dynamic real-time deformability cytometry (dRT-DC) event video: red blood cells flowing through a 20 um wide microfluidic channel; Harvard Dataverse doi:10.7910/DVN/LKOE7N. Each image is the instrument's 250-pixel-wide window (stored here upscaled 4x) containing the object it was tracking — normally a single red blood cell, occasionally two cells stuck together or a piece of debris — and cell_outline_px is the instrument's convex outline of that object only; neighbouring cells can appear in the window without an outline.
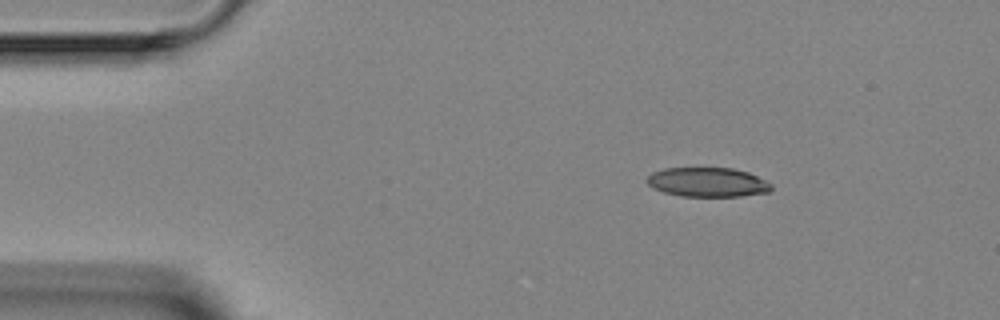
{"species": "Egyptian fruit bat (a non-hibernating species)", "species_latin": "Rousettus aegyptiacus", "temperature_condition": "room temperature", "stored_images_in_passage": 3, "camera_frame_rate_fps": 3000, "um_per_image_px": 0.085, "animal": {"sex": "female"}, "frame": {"image": 1, "passage_image": 1, "time_ms": 0.0, "image_size_px": [1000, 320], "cell_outline_px": [[772, 188], [768, 192], [740, 196], [680, 196], [664, 192], [648, 184], [644, 180], [652, 172], [664, 168], [732, 168], [748, 172], [772, 184]], "centroid_in_image_um": [60.13, 15.48], "position_along_channel_um": 24.9, "area_um2": 21.15}}